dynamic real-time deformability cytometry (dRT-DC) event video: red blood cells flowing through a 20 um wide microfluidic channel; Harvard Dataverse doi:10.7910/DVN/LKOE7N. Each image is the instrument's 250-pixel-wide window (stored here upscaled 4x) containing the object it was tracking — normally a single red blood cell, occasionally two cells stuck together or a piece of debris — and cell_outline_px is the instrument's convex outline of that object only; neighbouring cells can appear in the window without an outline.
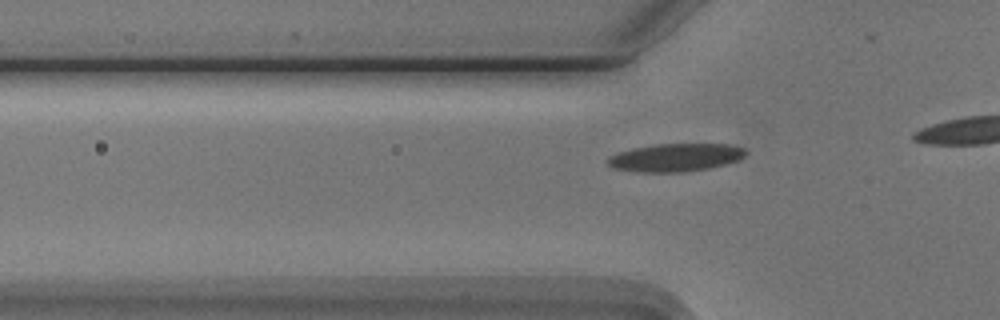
{"species": "Egyptian fruit bat (a non-hibernating species)", "species_latin": "Rousettus aegyptiacus", "temperature_condition": "cold", "stored_images_in_passage": 12, "camera_frame_rate_fps": 3000, "um_per_image_px": 0.085, "animal": {"sex": "male"}, "frame": {"image": 1, "passage_image": 6, "time_ms": 1.667, "image_size_px": [1000, 320], "cell_outline_px": [[748, 152], [744, 156], [736, 160], [724, 164], [708, 168], [684, 172], [636, 172], [612, 168], [608, 164], [608, 156], [616, 152], [632, 148], [656, 144], [732, 144], [744, 148]], "centroid_in_image_um": [57.38, 13.38], "position_along_channel_um": 68.4, "area_um2": 22.6}}
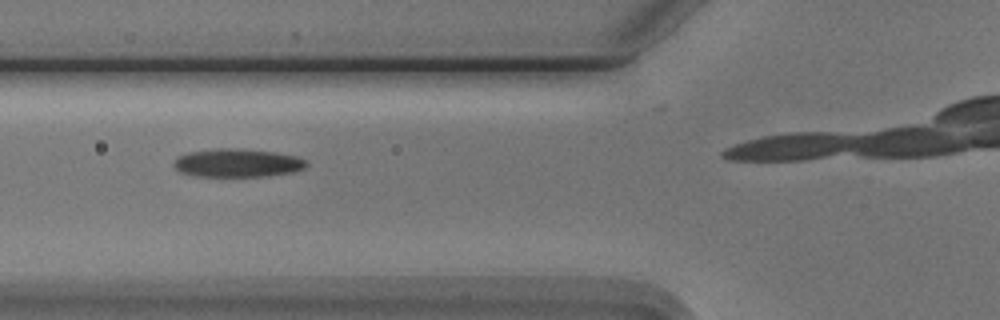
{"frame": {"image": 2, "passage_image": 9, "time_ms": 2.667, "image_size_px": [1000, 320], "cell_outline_px": [[308, 164], [304, 168], [292, 172], [268, 176], [192, 176], [180, 172], [172, 164], [176, 156], [188, 152], [216, 148], [240, 148], [276, 152], [296, 156], [308, 160]], "centroid_in_image_um": [20.16, 13.84], "position_along_channel_um": 105.6, "area_um2": 22.2}}